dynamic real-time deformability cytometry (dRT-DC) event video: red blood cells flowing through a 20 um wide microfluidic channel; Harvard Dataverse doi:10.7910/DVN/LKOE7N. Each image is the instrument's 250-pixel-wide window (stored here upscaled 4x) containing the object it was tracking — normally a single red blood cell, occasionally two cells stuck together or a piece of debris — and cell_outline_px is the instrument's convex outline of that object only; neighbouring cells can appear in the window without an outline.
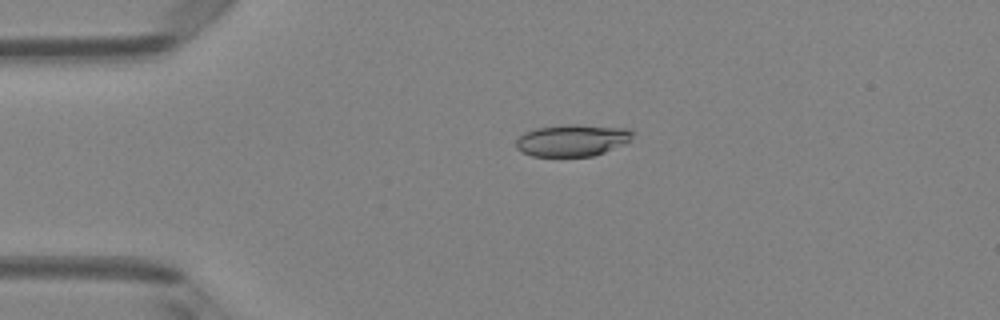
{"species": "Egyptian fruit bat (a non-hibernating species)", "species_latin": "Rousettus aegyptiacus", "temperature_condition": "room temperature", "stored_images_in_passage": 2, "camera_frame_rate_fps": 3000, "um_per_image_px": 0.085, "animal": {"sex": "female"}, "frame": {"image": 1, "passage_image": 1, "time_ms": 0.0, "image_size_px": [1000, 320], "cell_outline_px": [[636, 132], [624, 144], [604, 152], [592, 156], [532, 156], [516, 148], [516, 140], [524, 132], [536, 128], [564, 124], [576, 124], [628, 128]], "centroid_in_image_um": [48.65, 11.91], "position_along_channel_um": 36.4, "area_um2": 21.68}}